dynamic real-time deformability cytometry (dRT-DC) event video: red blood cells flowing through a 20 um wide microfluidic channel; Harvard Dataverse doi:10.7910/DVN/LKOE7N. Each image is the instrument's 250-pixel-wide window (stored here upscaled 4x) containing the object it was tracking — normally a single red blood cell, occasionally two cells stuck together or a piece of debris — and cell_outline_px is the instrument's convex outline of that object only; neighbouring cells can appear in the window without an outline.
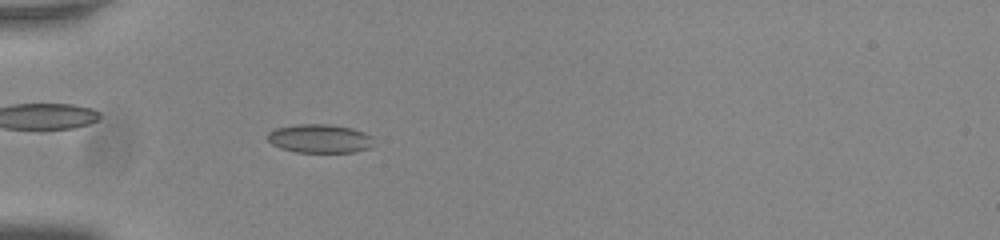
{"species": "common noctule bat (a hibernating species)", "species_latin": "Nyctalus noctula", "temperature_condition": "room temperature", "stored_images_in_passage": 51, "camera_frame_rate_fps": 3000, "um_per_image_px": 0.085, "animal": {"sex": "male", "body_mass_g": 20.0, "forearm_length_mm": 53.3}, "frame": {"image": 1, "passage_image": 14, "time_ms": 4.333, "image_size_px": [1000, 240], "cell_outline_px": [[372, 144], [368, 148], [356, 152], [296, 152], [280, 148], [272, 144], [268, 140], [268, 132], [276, 128], [296, 124], [328, 124], [352, 128], [364, 132], [372, 136]], "centroid_in_image_um": [27.17, 11.77], "position_along_channel_um": 57.8, "area_um2": 17.74}}
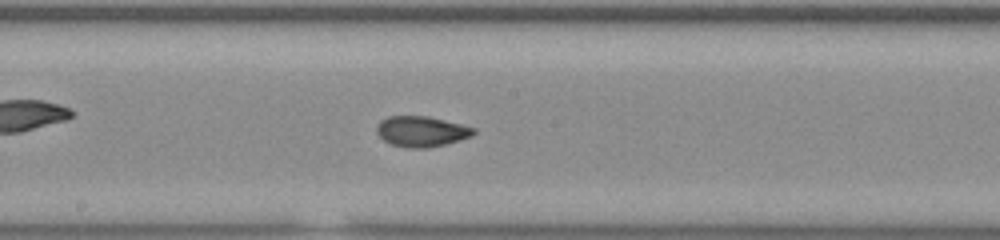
{"frame": {"image": 2, "passage_image": 27, "time_ms": 8.667, "image_size_px": [1000, 240], "cell_outline_px": [[476, 132], [472, 136], [460, 140], [428, 148], [408, 148], [392, 144], [384, 140], [376, 132], [376, 128], [380, 120], [388, 116], [428, 116], [476, 128]], "centroid_in_image_um": [35.82, 11.17], "position_along_channel_um": 212.4, "area_um2": 17.22}}
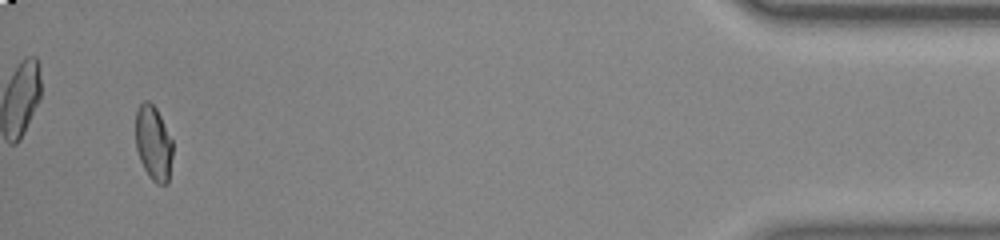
{"frame": {"image": 3, "passage_image": 49, "time_ms": 16.0, "image_size_px": [1000, 240], "cell_outline_px": [[172, 156], [168, 184], [156, 184], [148, 176], [140, 160], [136, 148], [136, 112], [140, 104], [144, 100], [148, 100], [156, 108], [172, 140]], "centroid_in_image_um": [13.04, 12.19], "position_along_channel_um": 422.2, "area_um2": 16.13}, "authors_computed_cell_mechanics": {"area_um2": 17.2244, "velocity_mm_per_s": 3.8005, "shape_relaxation_time_tau1_ms": 7.6454, "shape_relaxation_time_tau2_ms": 1.307, "deformation_change_tau1": 0.1922, "deformation_change_tau2": 0.0492}}